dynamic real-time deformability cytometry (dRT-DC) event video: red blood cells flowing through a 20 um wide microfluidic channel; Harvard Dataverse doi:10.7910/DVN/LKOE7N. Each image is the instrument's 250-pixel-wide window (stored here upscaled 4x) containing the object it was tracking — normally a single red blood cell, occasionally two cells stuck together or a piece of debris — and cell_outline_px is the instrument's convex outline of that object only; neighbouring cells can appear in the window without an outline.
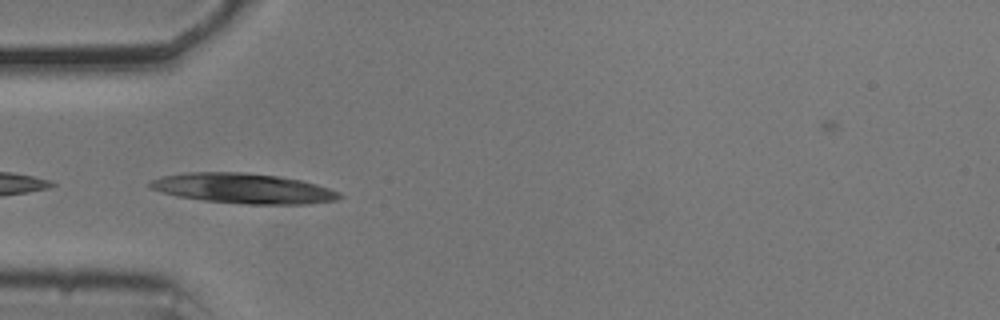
{"species": "common noctule bat (a hibernating species)", "species_latin": "Nyctalus noctula", "temperature_condition": "cold", "stored_images_in_passage": 17, "camera_frame_rate_fps": 3000, "um_per_image_px": 0.085, "animal": {"sex": "male", "body_mass_g": 20.5, "forearm_length_mm": 52.5}, "frame": {"image": 1, "passage_image": 15, "time_ms": 4.667, "image_size_px": [1000, 320], "cell_outline_px": [[344, 196], [336, 200], [308, 204], [244, 204], [204, 200], [176, 196], [148, 188], [148, 180], [160, 176], [184, 172], [244, 172], [280, 176], [300, 180], [316, 184], [340, 192]], "centroid_in_image_um": [20.63, 16.01], "position_along_channel_um": 64.4, "area_um2": 33.52}}